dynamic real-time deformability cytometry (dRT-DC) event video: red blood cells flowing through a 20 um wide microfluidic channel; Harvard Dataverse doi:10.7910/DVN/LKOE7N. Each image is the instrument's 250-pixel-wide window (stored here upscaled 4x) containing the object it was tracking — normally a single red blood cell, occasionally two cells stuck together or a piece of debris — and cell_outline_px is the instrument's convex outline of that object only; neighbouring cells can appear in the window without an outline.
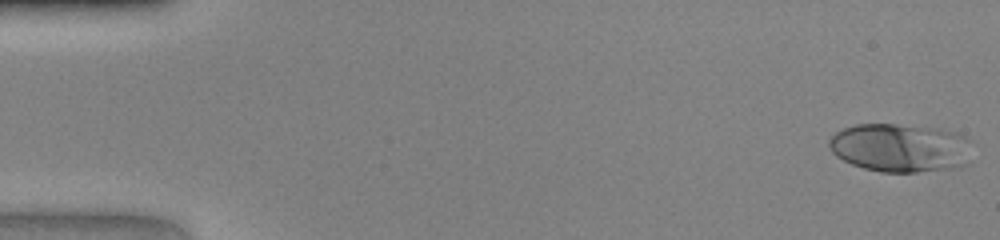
{"species": "human", "species_latin": "Homo sapiens", "temperature_condition": "warm", "stored_images_in_passage": 47, "camera_frame_rate_fps": 3000, "um_per_image_px": 0.085, "donor": {"sex": "female"}, "frame": {"image": 1, "passage_image": 1, "time_ms": 0.0, "image_size_px": [1000, 240], "cell_outline_px": [[972, 140], [968, 164], [948, 168], [916, 172], [880, 172], [864, 168], [852, 164], [836, 156], [832, 152], [828, 144], [828, 140], [836, 132], [844, 128], [856, 124], [896, 124], [940, 128], [960, 132], [968, 136]], "centroid_in_image_um": [76.57, 12.54], "position_along_channel_um": 8.4, "area_um2": 40.98}}
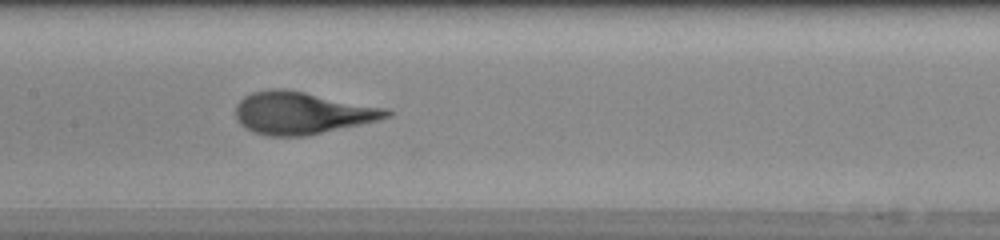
{"frame": {"image": 2, "passage_image": 23, "time_ms": 7.333, "image_size_px": [1000, 240], "cell_outline_px": [[392, 116], [360, 124], [304, 136], [268, 136], [252, 132], [244, 128], [236, 120], [236, 104], [244, 96], [252, 92], [268, 88], [284, 88], [388, 108], [392, 112]], "centroid_in_image_um": [25.62, 9.59], "position_along_channel_um": 181.8, "area_um2": 37.28}}
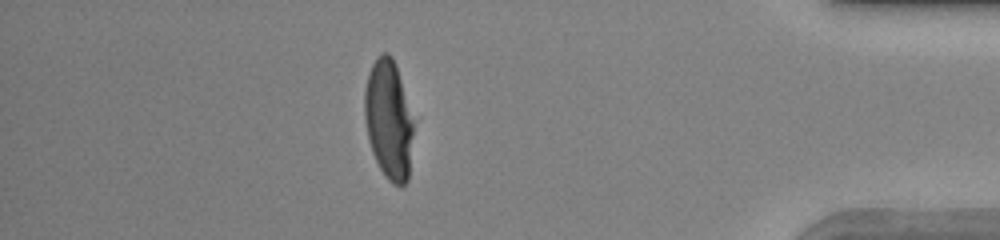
{"frame": {"image": 3, "passage_image": 41, "time_ms": 13.333, "image_size_px": [1000, 240], "cell_outline_px": [[412, 136], [408, 180], [400, 188], [392, 184], [384, 176], [372, 152], [368, 140], [364, 116], [364, 88], [372, 64], [376, 56], [380, 52], [388, 52], [392, 56], [400, 80], [412, 120]], "centroid_in_image_um": [32.99, 10.19], "position_along_channel_um": 402.2, "area_um2": 33.64}}